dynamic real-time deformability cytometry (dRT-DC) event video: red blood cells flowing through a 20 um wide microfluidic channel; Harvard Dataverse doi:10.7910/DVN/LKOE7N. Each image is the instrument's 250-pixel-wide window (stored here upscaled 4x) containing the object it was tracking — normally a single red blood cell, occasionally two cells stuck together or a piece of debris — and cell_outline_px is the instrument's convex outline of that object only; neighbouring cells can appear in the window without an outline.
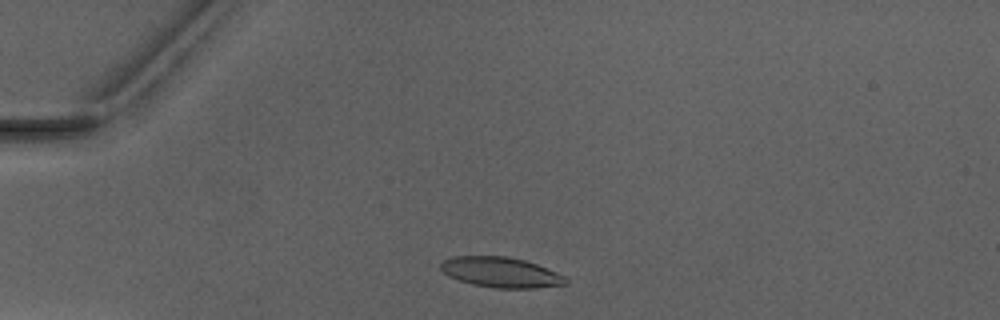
{"species": "Egyptian fruit bat (a non-hibernating species)", "species_latin": "Rousettus aegyptiacus", "temperature_condition": "warm", "stored_images_in_passage": 5, "camera_frame_rate_fps": 3000, "um_per_image_px": 0.085, "animal": {"sex": "male"}, "frame": {"image": 1, "passage_image": 2, "time_ms": 1.0, "image_size_px": [1000, 320], "cell_outline_px": [[568, 284], [536, 288], [496, 288], [472, 284], [448, 276], [440, 268], [440, 264], [444, 260], [452, 256], [508, 256], [524, 260], [536, 264], [556, 272], [564, 276], [568, 280]], "centroid_in_image_um": [42.57, 23.14], "position_along_channel_um": 42.4, "area_um2": 22.02}}
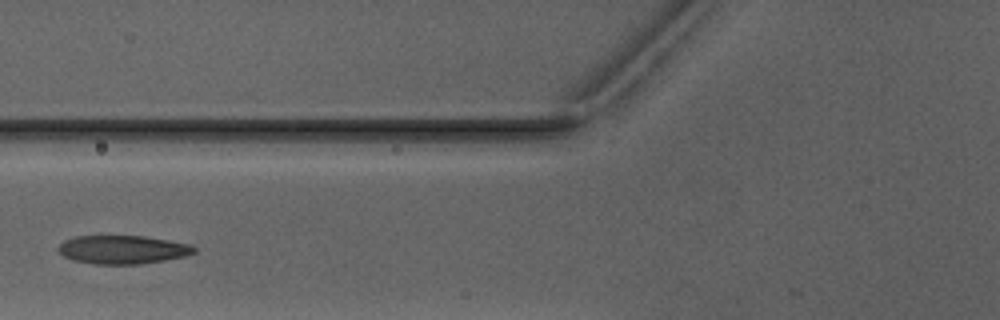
{"frame": {"image": 2, "passage_image": 4, "time_ms": 3.667, "image_size_px": [1000, 320], "cell_outline_px": [[196, 252], [184, 256], [164, 260], [140, 264], [92, 264], [72, 260], [64, 256], [56, 248], [64, 240], [76, 236], [144, 236], [168, 240], [188, 244], [196, 248]], "centroid_in_image_um": [10.39, 21.22], "position_along_channel_um": 115.4, "area_um2": 22.48}}
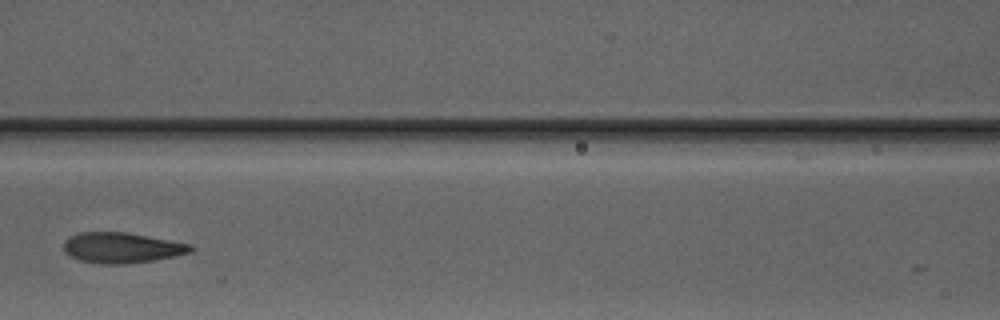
{"frame": {"image": 3, "passage_image": 5, "time_ms": 4.667, "image_size_px": [1000, 320], "cell_outline_px": [[192, 252], [152, 260], [124, 264], [100, 264], [80, 260], [64, 252], [64, 240], [68, 236], [80, 232], [128, 232], [188, 244], [192, 248]], "centroid_in_image_um": [10.27, 21.05], "position_along_channel_um": 156.3, "area_um2": 22.31}}